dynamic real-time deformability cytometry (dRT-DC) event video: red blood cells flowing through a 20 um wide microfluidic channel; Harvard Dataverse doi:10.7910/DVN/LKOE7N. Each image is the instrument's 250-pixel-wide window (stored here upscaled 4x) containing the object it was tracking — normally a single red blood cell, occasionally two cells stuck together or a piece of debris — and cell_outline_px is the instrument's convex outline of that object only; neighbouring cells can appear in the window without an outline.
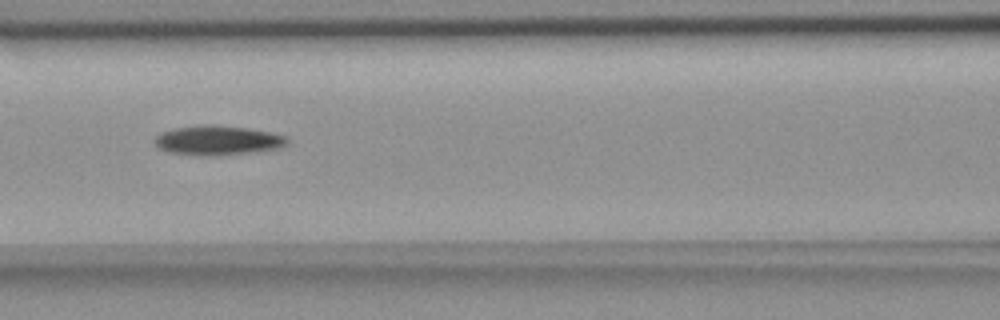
{"species": "common noctule bat (a hibernating species)", "species_latin": "Nyctalus noctula", "temperature_condition": "room temperature", "stored_images_in_passage": 4, "camera_frame_rate_fps": 3000, "um_per_image_px": 0.085, "animal": {"sex": "female", "body_mass_g": 18.4}, "frame": {"image": 1, "passage_image": 3, "time_ms": 2.333, "image_size_px": [1000, 320], "cell_outline_px": [[288, 144], [280, 148], [244, 152], [168, 152], [160, 148], [156, 144], [156, 136], [160, 132], [176, 128], [200, 124], [212, 124], [248, 128], [288, 136]], "centroid_in_image_um": [18.56, 11.85], "position_along_channel_um": 148.0, "area_um2": 21.39}}
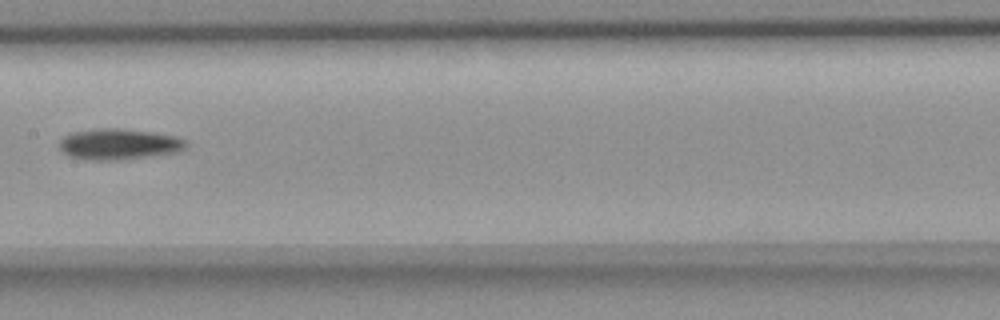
{"frame": {"image": 2, "passage_image": 4, "time_ms": 3.667, "image_size_px": [1000, 320], "cell_outline_px": [[188, 144], [184, 148], [176, 152], [152, 156], [124, 160], [84, 160], [68, 156], [60, 152], [56, 144], [64, 136], [72, 132], [100, 128], [120, 128], [176, 136], [188, 140]], "centroid_in_image_um": [10.04, 12.27], "position_along_channel_um": 197.4, "area_um2": 23.24}}